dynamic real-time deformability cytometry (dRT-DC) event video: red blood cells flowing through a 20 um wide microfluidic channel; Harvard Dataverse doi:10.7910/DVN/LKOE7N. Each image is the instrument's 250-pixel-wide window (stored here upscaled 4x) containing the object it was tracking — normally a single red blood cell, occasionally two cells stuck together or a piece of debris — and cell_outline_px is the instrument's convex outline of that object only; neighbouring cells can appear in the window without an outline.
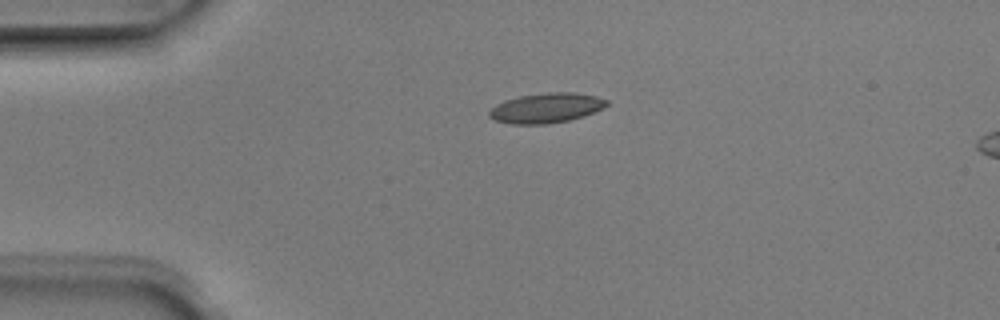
{"species": "Egyptian fruit bat (a non-hibernating species)", "species_latin": "Rousettus aegyptiacus", "temperature_condition": "room temperature", "stored_images_in_passage": 3, "camera_frame_rate_fps": 3000, "um_per_image_px": 0.085, "animal": {"sex": "male"}, "frame": {"image": 1, "passage_image": 1, "time_ms": 0.0, "image_size_px": [1000, 320], "cell_outline_px": [[608, 104], [592, 112], [568, 120], [548, 124], [512, 124], [496, 120], [488, 116], [488, 112], [496, 104], [520, 96], [548, 92], [576, 92], [596, 96], [608, 100]], "centroid_in_image_um": [46.41, 9.17], "position_along_channel_um": 38.6, "area_um2": 20.11}}
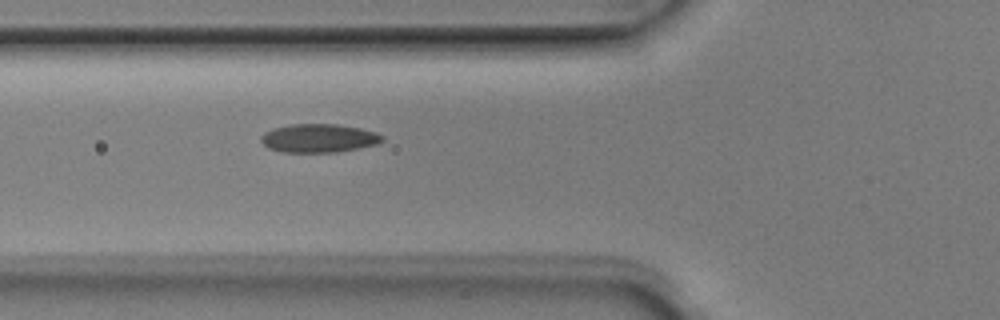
{"frame": {"image": 2, "passage_image": 3, "time_ms": 0.667, "image_size_px": [1000, 320], "cell_outline_px": [[384, 140], [380, 144], [336, 152], [280, 152], [268, 148], [260, 140], [260, 136], [264, 132], [272, 128], [288, 124], [336, 124], [360, 128], [376, 132], [384, 136]], "centroid_in_image_um": [27.09, 11.74], "position_along_channel_um": 98.7, "area_um2": 20.4}}